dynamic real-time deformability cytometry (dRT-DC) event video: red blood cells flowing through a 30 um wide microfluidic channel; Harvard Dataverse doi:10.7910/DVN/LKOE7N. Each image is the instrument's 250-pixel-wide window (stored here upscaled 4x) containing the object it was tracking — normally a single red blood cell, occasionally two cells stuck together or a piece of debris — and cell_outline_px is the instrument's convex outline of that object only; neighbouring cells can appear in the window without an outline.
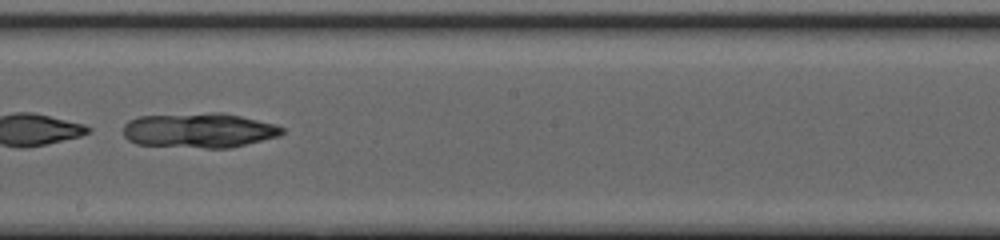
{"species": "common noctule bat (a hibernating species)", "species_latin": "Nyctalus noctula", "temperature_condition": "cold", "stored_images_in_passage": 50, "camera_frame_rate_fps": 3000, "um_per_image_px": 0.085, "animal": {"sex": "female", "body_mass_g": 20.0, "forearm_length_mm": 54.0}, "frame": {"image": 1, "passage_image": 31, "time_ms": 10.0, "image_size_px": [1000, 240], "cell_outline_px": [[284, 132], [280, 136], [232, 148], [204, 148], [136, 144], [128, 140], [124, 136], [124, 124], [128, 120], [140, 116], [212, 112], [224, 112], [276, 124], [284, 128]], "centroid_in_image_um": [16.95, 11.08], "position_along_channel_um": 231.2, "area_um2": 32.6}}
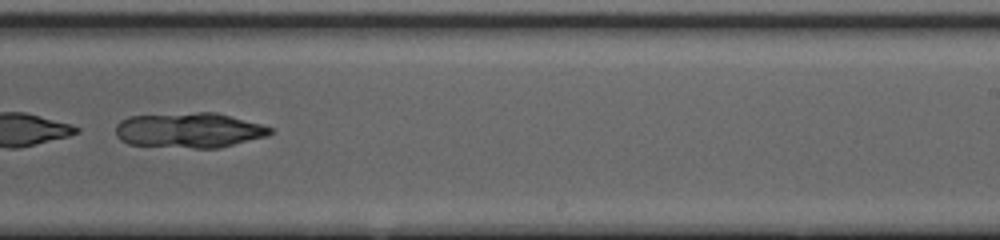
{"frame": {"image": 2, "passage_image": 34, "time_ms": 11.0, "image_size_px": [1000, 240], "cell_outline_px": [[272, 132], [268, 136], [220, 148], [192, 148], [128, 144], [120, 140], [116, 136], [116, 124], [120, 120], [128, 116], [196, 112], [216, 112], [260, 124], [272, 128]], "centroid_in_image_um": [16.06, 11.07], "position_along_channel_um": 272.9, "area_um2": 31.79}}
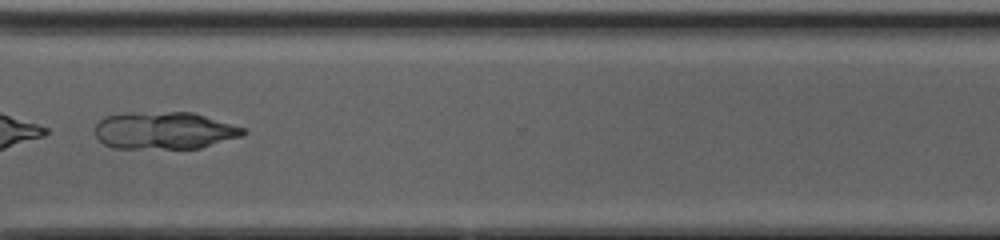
{"frame": {"image": 3, "passage_image": 40, "time_ms": 13.0, "image_size_px": [1000, 240], "cell_outline_px": [[248, 132], [244, 136], [200, 148], [116, 148], [104, 144], [96, 136], [96, 124], [104, 116], [124, 112], [192, 112], [244, 128]], "centroid_in_image_um": [13.97, 11.09], "position_along_channel_um": 356.6, "area_um2": 32.31}}